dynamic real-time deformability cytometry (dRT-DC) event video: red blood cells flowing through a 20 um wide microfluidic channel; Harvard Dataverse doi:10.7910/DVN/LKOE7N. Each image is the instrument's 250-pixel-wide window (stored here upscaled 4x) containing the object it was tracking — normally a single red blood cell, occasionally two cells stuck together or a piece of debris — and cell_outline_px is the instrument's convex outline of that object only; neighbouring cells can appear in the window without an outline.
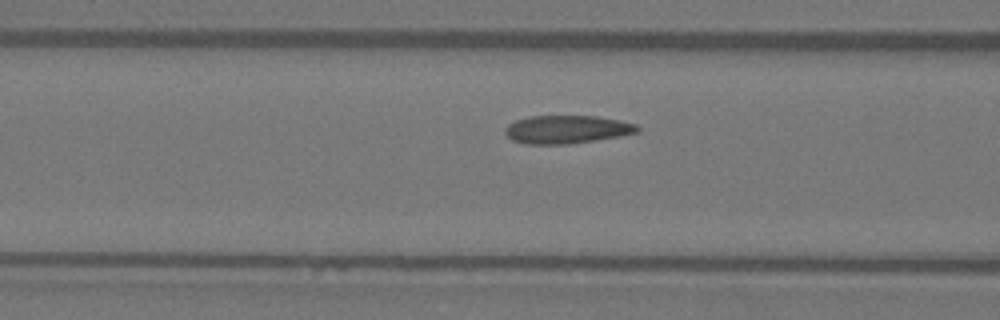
{"species": "Egyptian fruit bat (a non-hibernating species)", "species_latin": "Rousettus aegyptiacus", "temperature_condition": "warm", "stored_images_in_passage": 12, "camera_frame_rate_fps": 3000, "um_per_image_px": 0.085, "animal": {"sex": "female"}, "frame": {"image": 1, "passage_image": 10, "time_ms": 3.0, "image_size_px": [1000, 320], "cell_outline_px": [[640, 132], [596, 140], [568, 144], [524, 144], [512, 140], [504, 132], [504, 128], [508, 124], [516, 120], [528, 116], [600, 116], [620, 120], [636, 124], [640, 128]], "centroid_in_image_um": [48.18, 11.0], "position_along_channel_um": 118.4, "area_um2": 21.85}}